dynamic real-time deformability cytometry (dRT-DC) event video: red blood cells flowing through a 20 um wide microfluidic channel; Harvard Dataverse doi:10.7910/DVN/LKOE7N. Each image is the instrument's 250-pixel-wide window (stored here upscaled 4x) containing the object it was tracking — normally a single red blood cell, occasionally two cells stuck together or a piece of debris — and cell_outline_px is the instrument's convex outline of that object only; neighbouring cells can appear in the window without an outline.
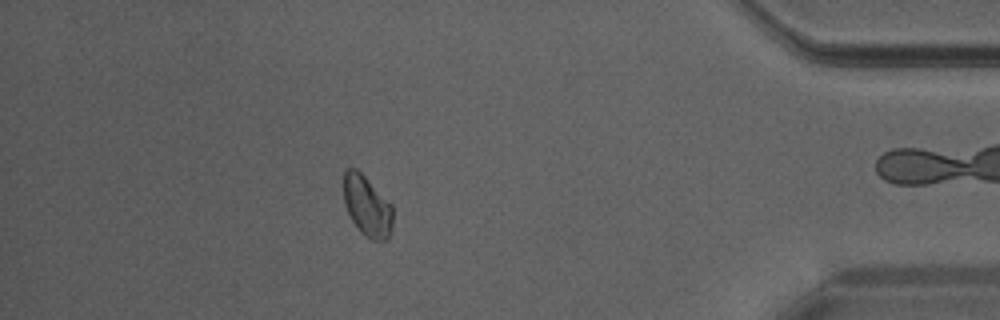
{"species": "Egyptian fruit bat (a non-hibernating species)", "species_latin": "Rousettus aegyptiacus", "temperature_condition": "warm", "stored_images_in_passage": 34, "camera_frame_rate_fps": 3000, "um_per_image_px": 0.085, "animal": {"sex": "male"}, "frame": {"image": 1, "passage_image": 29, "time_ms": 9.333, "image_size_px": [1000, 320], "cell_outline_px": [[392, 228], [388, 240], [372, 240], [364, 236], [360, 232], [352, 220], [344, 204], [344, 172], [348, 168], [356, 168], [392, 204]], "centroid_in_image_um": [31.21, 17.54], "position_along_channel_um": 404.0, "area_um2": 17.34}}